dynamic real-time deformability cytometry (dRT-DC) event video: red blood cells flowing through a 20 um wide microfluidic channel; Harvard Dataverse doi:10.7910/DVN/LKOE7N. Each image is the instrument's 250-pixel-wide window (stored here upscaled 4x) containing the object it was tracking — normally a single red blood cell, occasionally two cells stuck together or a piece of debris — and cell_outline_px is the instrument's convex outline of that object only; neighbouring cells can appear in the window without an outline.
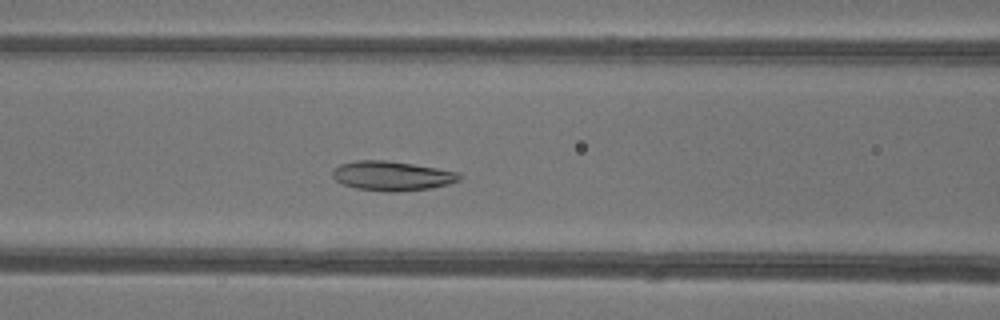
{"species": "common noctule bat (a hibernating species)", "species_latin": "Nyctalus noctula", "temperature_condition": "warm", "stored_images_in_passage": 46, "camera_frame_rate_fps": 3000, "um_per_image_px": 0.085, "animal": {"sex": "female"}, "frame": {"image": 1, "passage_image": 18, "time_ms": 5.667, "image_size_px": [1000, 320], "cell_outline_px": [[464, 176], [460, 180], [448, 184], [432, 188], [396, 192], [388, 192], [356, 188], [344, 184], [336, 180], [332, 176], [332, 172], [340, 164], [356, 160], [384, 160], [412, 164], [460, 172]], "centroid_in_image_um": [33.36, 14.95], "position_along_channel_um": 133.2, "area_um2": 21.79}}
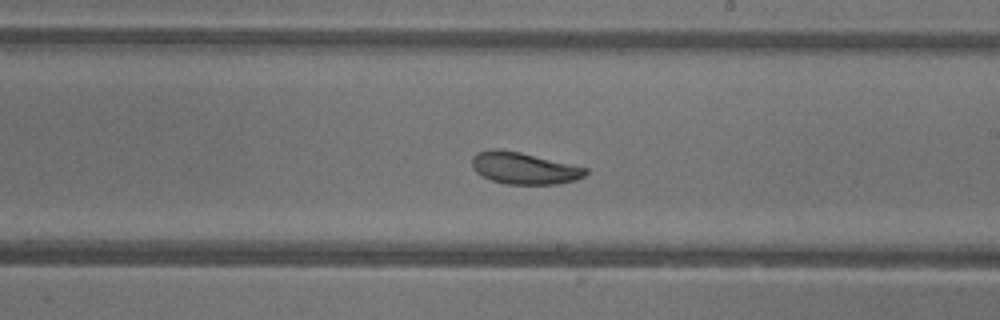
{"frame": {"image": 2, "passage_image": 26, "time_ms": 8.333, "image_size_px": [1000, 320], "cell_outline_px": [[588, 172], [584, 176], [576, 180], [560, 184], [504, 184], [492, 180], [476, 172], [472, 168], [472, 156], [476, 152], [492, 148], [500, 148], [520, 152], [588, 168]], "centroid_in_image_um": [44.53, 14.29], "position_along_channel_um": 244.5, "area_um2": 21.21}}
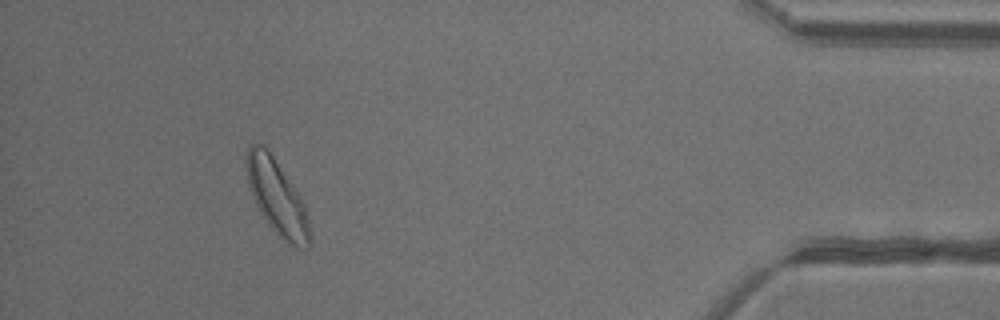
{"frame": {"image": 3, "passage_image": 42, "time_ms": 13.667, "image_size_px": [1000, 320], "cell_outline_px": [[312, 244], [308, 248], [292, 248], [268, 224], [256, 204], [252, 196], [248, 184], [248, 148], [252, 144], [264, 144], [300, 196], [304, 204], [308, 216]], "centroid_in_image_um": [23.6, 16.85], "position_along_channel_um": 411.6, "area_um2": 27.11}, "authors_computed_cell_mechanics": {"area_um2": 23.5246, "velocity_mm_per_s": 4.1807, "shape_relaxation_time_tau1_ms": 3.1918, "shape_relaxation_time_tau2_ms": 1.8564, "deformation_change_tau1": 0.1016, "deformation_change_tau2": 0.0773}}